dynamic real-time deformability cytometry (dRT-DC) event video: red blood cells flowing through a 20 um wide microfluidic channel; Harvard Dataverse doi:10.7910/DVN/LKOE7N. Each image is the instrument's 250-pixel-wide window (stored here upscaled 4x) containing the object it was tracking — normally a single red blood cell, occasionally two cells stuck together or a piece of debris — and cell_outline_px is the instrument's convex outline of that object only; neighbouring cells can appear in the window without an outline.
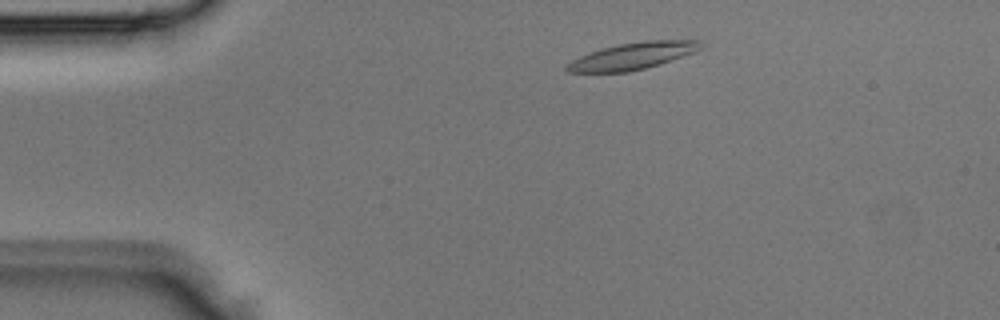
{"species": "Egyptian fruit bat (a non-hibernating species)", "species_latin": "Rousettus aegyptiacus", "temperature_condition": "room temperature", "stored_images_in_passage": 3, "camera_frame_rate_fps": 3000, "um_per_image_px": 0.085, "animal": {"sex": "male"}, "frame": {"image": 1, "passage_image": 2, "time_ms": 0.333, "image_size_px": [1000, 320], "cell_outline_px": [[704, 48], [696, 52], [660, 64], [628, 72], [568, 72], [564, 68], [572, 60], [580, 56], [604, 48], [620, 44], [644, 40], [700, 40]], "centroid_in_image_um": [53.84, 4.75], "position_along_channel_um": 31.2, "area_um2": 20.81}}